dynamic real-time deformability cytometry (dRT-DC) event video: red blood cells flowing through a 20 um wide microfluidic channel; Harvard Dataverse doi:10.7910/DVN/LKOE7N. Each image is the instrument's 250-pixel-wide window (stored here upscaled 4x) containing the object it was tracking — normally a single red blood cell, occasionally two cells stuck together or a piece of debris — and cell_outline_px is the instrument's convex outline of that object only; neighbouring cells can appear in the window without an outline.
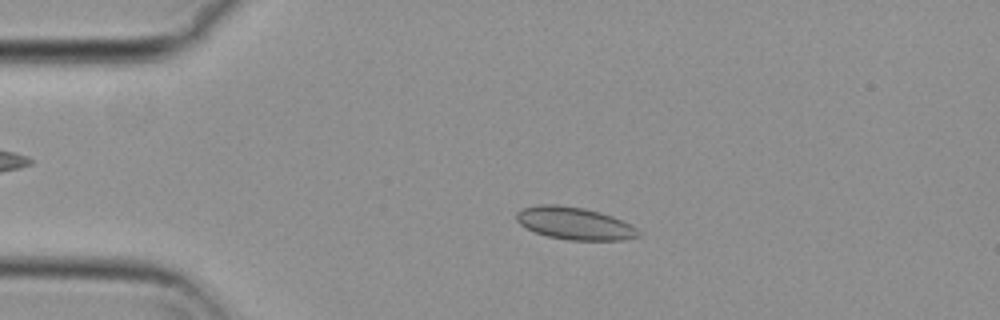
{"species": "common noctule bat (a hibernating species)", "species_latin": "Nyctalus noctula", "temperature_condition": "cold", "stored_images_in_passage": 54, "camera_frame_rate_fps": 3000, "um_per_image_px": 0.085, "animal": {"sex": "female", "body_mass_g": 29.2, "forearm_length_mm": 56.3}, "frame": {"image": 1, "passage_image": 11, "time_ms": 3.333, "image_size_px": [1000, 320], "cell_outline_px": [[640, 236], [624, 240], [568, 240], [548, 236], [536, 232], [520, 224], [516, 220], [516, 212], [520, 208], [540, 204], [556, 204], [584, 208], [600, 212], [612, 216], [632, 224], [640, 232]], "centroid_in_image_um": [48.84, 18.98], "position_along_channel_um": 36.2, "area_um2": 23.18}}
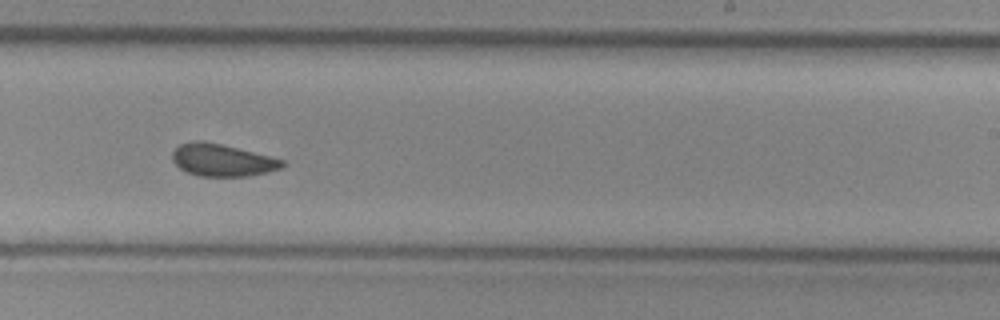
{"frame": {"image": 2, "passage_image": 33, "time_ms": 10.667, "image_size_px": [1000, 320], "cell_outline_px": [[288, 164], [280, 168], [268, 172], [248, 176], [196, 176], [180, 168], [172, 160], [172, 152], [180, 144], [196, 140], [204, 140], [284, 160]], "centroid_in_image_um": [18.87, 13.62], "position_along_channel_um": 270.1, "area_um2": 20.52}}
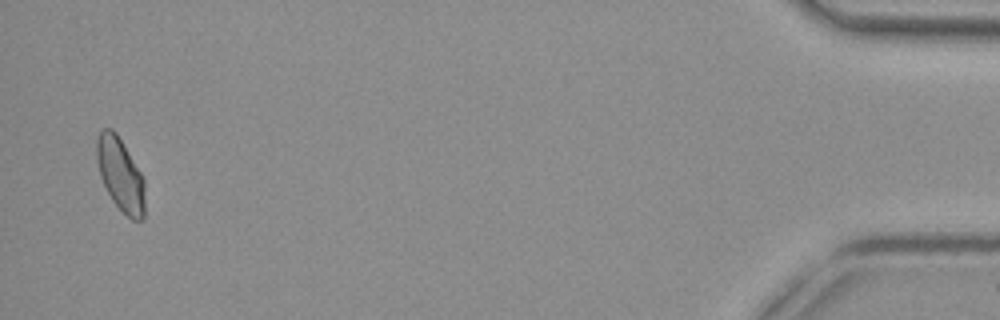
{"frame": {"image": 3, "passage_image": 53, "time_ms": 17.333, "image_size_px": [1000, 320], "cell_outline_px": [[144, 220], [132, 220], [112, 200], [100, 176], [96, 160], [96, 140], [100, 132], [104, 128], [112, 128], [116, 132], [140, 172], [144, 180]], "centroid_in_image_um": [10.22, 14.82], "position_along_channel_um": 425.0, "area_um2": 20.29}, "authors_computed_cell_mechanics": {"area_um2": 21.1548, "velocity_mm_per_s": 3.7021, "shape_relaxation_time_tau1_ms": null, "shape_relaxation_time_tau2_ms": 1.9408, "deformation_change_tau1": null, "deformation_change_tau2": 0.0607}}